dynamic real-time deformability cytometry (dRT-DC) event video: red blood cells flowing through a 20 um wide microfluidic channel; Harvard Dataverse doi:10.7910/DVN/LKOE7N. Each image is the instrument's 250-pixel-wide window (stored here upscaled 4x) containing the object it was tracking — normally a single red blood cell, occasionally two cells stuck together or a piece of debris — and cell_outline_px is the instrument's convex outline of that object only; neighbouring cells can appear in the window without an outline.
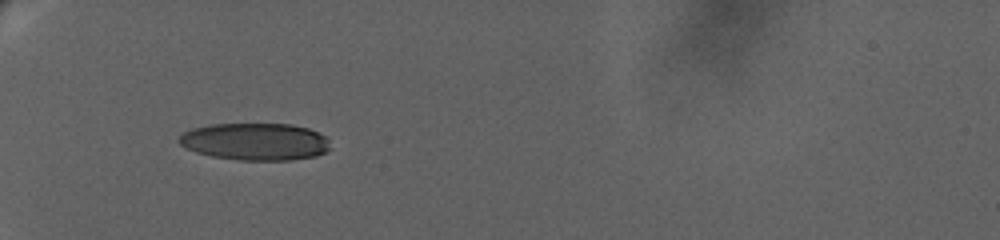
{"species": "human", "species_latin": "Homo sapiens", "temperature_condition": "warm", "stored_images_in_passage": 31, "camera_frame_rate_fps": 3000, "um_per_image_px": 0.085, "donor": {"sex": "female"}, "frame": {"image": 1, "passage_image": 1, "time_ms": 0.0, "image_size_px": [1000, 240], "cell_outline_px": [[332, 148], [316, 156], [292, 160], [240, 160], [212, 156], [196, 152], [180, 144], [176, 140], [184, 132], [192, 128], [212, 124], [292, 124], [308, 128], [324, 136], [328, 140]], "centroid_in_image_um": [21.7, 12.04], "position_along_channel_um": 63.3, "area_um2": 32.83}}
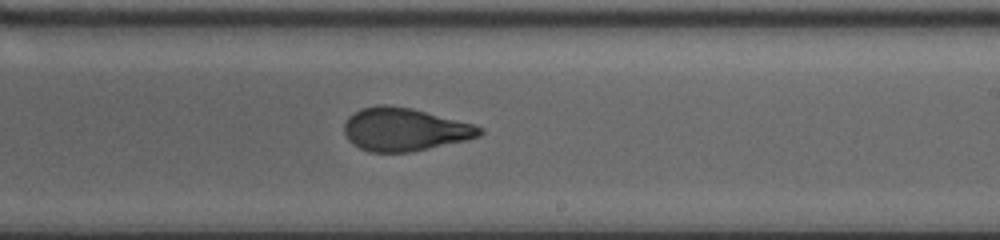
{"frame": {"image": 2, "passage_image": 16, "time_ms": 6.667, "image_size_px": [1000, 240], "cell_outline_px": [[484, 132], [480, 136], [468, 140], [412, 152], [372, 152], [360, 148], [352, 144], [348, 140], [344, 132], [344, 124], [348, 116], [352, 112], [360, 108], [376, 104], [384, 104], [412, 108], [476, 124], [484, 128]], "centroid_in_image_um": [34.41, 10.99], "position_along_channel_um": 254.6, "area_um2": 34.56}}
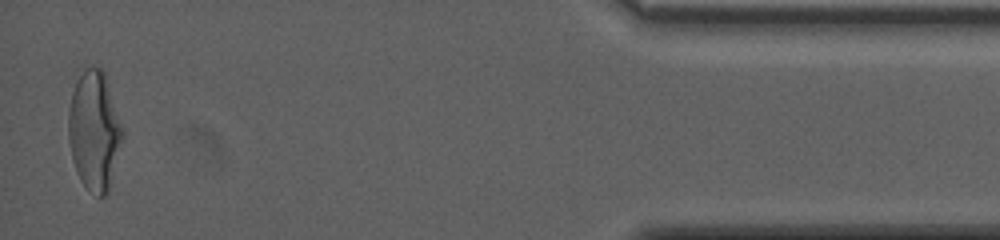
{"frame": {"image": 3, "passage_image": 31, "time_ms": 14.0, "image_size_px": [1000, 240], "cell_outline_px": [[124, 136], [108, 192], [104, 196], [100, 196], [88, 188], [80, 180], [76, 172], [72, 160], [68, 140], [68, 108], [72, 92], [76, 80], [84, 68], [100, 68], [104, 72], [124, 132]], "centroid_in_image_um": [8.0, 11.11], "position_along_channel_um": 427.2, "area_um2": 37.45}, "authors_computed_cell_mechanics": {"area_um2": 34.7378, "velocity_mm_per_s": 3.1508, "shape_relaxation_time_tau1_ms": null, "shape_relaxation_time_tau2_ms": 0.8586, "deformation_change_tau1": null, "deformation_change_tau2": 0.074}}